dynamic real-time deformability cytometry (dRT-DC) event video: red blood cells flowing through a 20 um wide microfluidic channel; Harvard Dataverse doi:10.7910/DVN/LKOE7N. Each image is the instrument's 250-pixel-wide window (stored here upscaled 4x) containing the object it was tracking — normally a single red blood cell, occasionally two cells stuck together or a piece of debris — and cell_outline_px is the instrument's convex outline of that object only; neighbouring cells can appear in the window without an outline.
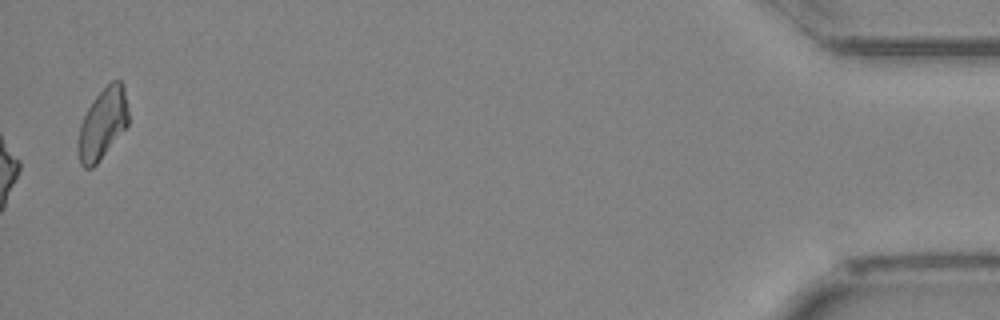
{"species": "Egyptian fruit bat (a non-hibernating species)", "species_latin": "Rousettus aegyptiacus", "temperature_condition": "cold", "stored_images_in_passage": 50, "camera_frame_rate_fps": 3000, "um_per_image_px": 0.085, "animal": {"sex": "female"}, "frame": {"image": 1, "passage_image": 50, "time_ms": 16.333, "image_size_px": [1000, 320], "cell_outline_px": [[128, 124], [96, 164], [92, 168], [84, 168], [80, 164], [76, 152], [76, 144], [80, 124], [92, 100], [112, 80], [120, 80], [124, 84], [128, 108]], "centroid_in_image_um": [8.69, 10.52], "position_along_channel_um": 426.5, "area_um2": 20.81}, "authors_computed_cell_mechanics": {"area_um2": 20.0277, "velocity_mm_per_s": 4.0454, "shape_relaxation_time_tau1_ms": null, "shape_relaxation_time_tau2_ms": 6.3988, "deformation_change_tau1": null, "deformation_change_tau2": 0.2199}}